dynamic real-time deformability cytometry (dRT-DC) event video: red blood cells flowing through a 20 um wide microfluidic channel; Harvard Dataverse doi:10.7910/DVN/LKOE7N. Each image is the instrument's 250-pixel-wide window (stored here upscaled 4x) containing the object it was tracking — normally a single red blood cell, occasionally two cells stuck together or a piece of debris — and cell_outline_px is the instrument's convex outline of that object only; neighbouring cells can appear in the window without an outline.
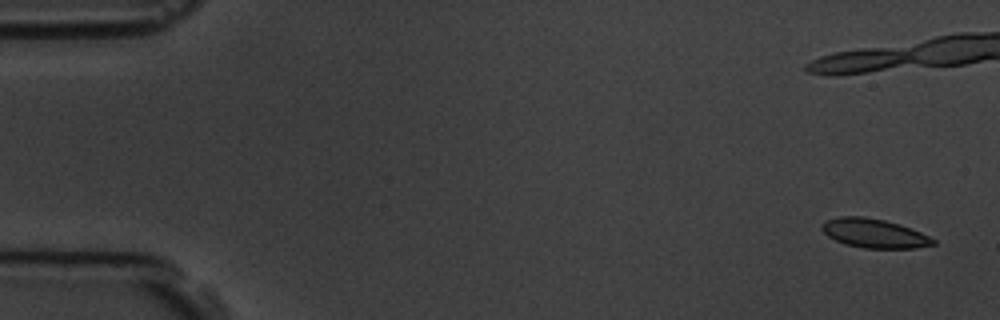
{"species": "common noctule bat (a hibernating species)", "species_latin": "Nyctalus noctula", "temperature_condition": "room temperature", "stored_images_in_passage": 15, "camera_frame_rate_fps": 3000, "um_per_image_px": 0.085, "animal": {"sex": "male", "body_mass_g": 19.5, "forearm_length_mm": 54.6}, "frame": {"image": 1, "passage_image": 1, "time_ms": 0.0, "image_size_px": [1000, 320], "cell_outline_px": [[936, 244], [916, 248], [864, 248], [844, 244], [828, 236], [820, 228], [820, 224], [828, 220], [840, 216], [864, 216], [884, 220], [900, 224], [920, 232], [936, 240]], "centroid_in_image_um": [74.3, 19.83], "position_along_channel_um": 10.7, "area_um2": 18.84}}
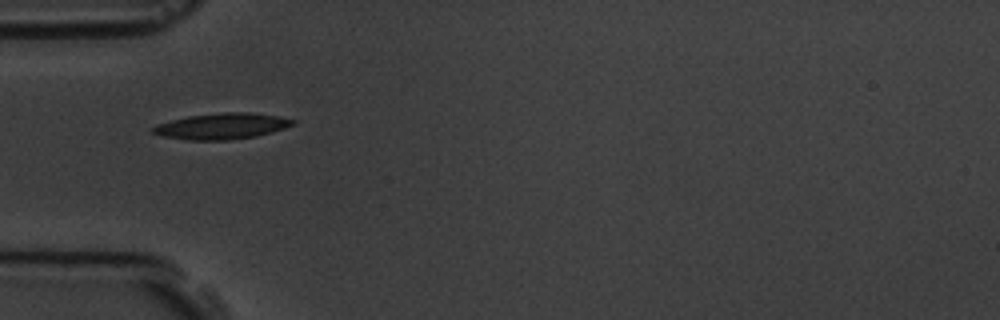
{"frame": {"image": 2, "passage_image": 7, "time_ms": 7.667, "image_size_px": [1000, 320], "cell_outline_px": [[296, 124], [272, 132], [256, 136], [228, 140], [188, 140], [164, 136], [152, 132], [152, 128], [156, 124], [188, 116], [220, 112], [248, 112], [280, 116], [296, 120]], "centroid_in_image_um": [18.89, 10.71], "position_along_channel_um": 66.1, "area_um2": 21.21}}
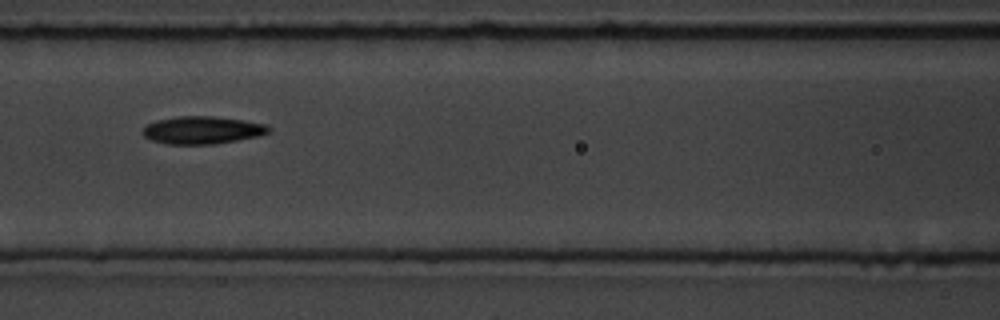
{"frame": {"image": 3, "passage_image": 9, "time_ms": 10.0, "image_size_px": [1000, 320], "cell_outline_px": [[272, 128], [268, 132], [260, 136], [212, 144], [168, 144], [152, 140], [144, 136], [140, 132], [148, 124], [156, 120], [176, 116], [212, 116], [244, 120], [264, 124]], "centroid_in_image_um": [17.18, 11.05], "position_along_channel_um": 149.4, "area_um2": 20.23}, "authors_computed_cell_mechanics": {"area_um2": 19.4786, "velocity_mm_per_s": 3.5871, "shape_relaxation_time_tau1_ms": 3.0718, "shape_relaxation_time_tau2_ms": null, "deformation_change_tau1": 0.1181, "deformation_change_tau2": null}}